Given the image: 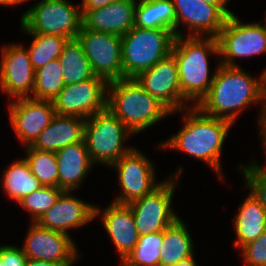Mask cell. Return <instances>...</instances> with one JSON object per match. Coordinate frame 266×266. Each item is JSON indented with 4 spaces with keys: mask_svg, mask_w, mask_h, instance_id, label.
<instances>
[{
    "mask_svg": "<svg viewBox=\"0 0 266 266\" xmlns=\"http://www.w3.org/2000/svg\"><path fill=\"white\" fill-rule=\"evenodd\" d=\"M180 112L184 113L183 127L166 142L160 143L159 148L178 150L207 162L224 183L221 170L222 146L234 124L226 119L208 116L196 106Z\"/></svg>",
    "mask_w": 266,
    "mask_h": 266,
    "instance_id": "6da1fadb",
    "label": "cell"
},
{
    "mask_svg": "<svg viewBox=\"0 0 266 266\" xmlns=\"http://www.w3.org/2000/svg\"><path fill=\"white\" fill-rule=\"evenodd\" d=\"M257 79L240 66L218 63L211 87L196 107L208 116L226 119L234 124L244 108L252 103L262 104L260 76Z\"/></svg>",
    "mask_w": 266,
    "mask_h": 266,
    "instance_id": "7a4b0ae2",
    "label": "cell"
},
{
    "mask_svg": "<svg viewBox=\"0 0 266 266\" xmlns=\"http://www.w3.org/2000/svg\"><path fill=\"white\" fill-rule=\"evenodd\" d=\"M171 54L177 62L182 97L196 106L208 93L215 77L216 70L210 78L208 56H220L218 40L207 36H177Z\"/></svg>",
    "mask_w": 266,
    "mask_h": 266,
    "instance_id": "3957f363",
    "label": "cell"
},
{
    "mask_svg": "<svg viewBox=\"0 0 266 266\" xmlns=\"http://www.w3.org/2000/svg\"><path fill=\"white\" fill-rule=\"evenodd\" d=\"M107 91V109L134 135L171 115V112L146 92L135 78L109 82Z\"/></svg>",
    "mask_w": 266,
    "mask_h": 266,
    "instance_id": "277c9868",
    "label": "cell"
},
{
    "mask_svg": "<svg viewBox=\"0 0 266 266\" xmlns=\"http://www.w3.org/2000/svg\"><path fill=\"white\" fill-rule=\"evenodd\" d=\"M175 34L168 29L133 27L121 36L124 78H136L172 52Z\"/></svg>",
    "mask_w": 266,
    "mask_h": 266,
    "instance_id": "5b68a950",
    "label": "cell"
},
{
    "mask_svg": "<svg viewBox=\"0 0 266 266\" xmlns=\"http://www.w3.org/2000/svg\"><path fill=\"white\" fill-rule=\"evenodd\" d=\"M132 132L109 110L95 113L85 121L84 140L93 164L111 167L132 147L124 146Z\"/></svg>",
    "mask_w": 266,
    "mask_h": 266,
    "instance_id": "8992f818",
    "label": "cell"
},
{
    "mask_svg": "<svg viewBox=\"0 0 266 266\" xmlns=\"http://www.w3.org/2000/svg\"><path fill=\"white\" fill-rule=\"evenodd\" d=\"M21 28L25 33L49 34L76 39L83 26L79 4L68 0H40L22 14Z\"/></svg>",
    "mask_w": 266,
    "mask_h": 266,
    "instance_id": "52a82bcc",
    "label": "cell"
},
{
    "mask_svg": "<svg viewBox=\"0 0 266 266\" xmlns=\"http://www.w3.org/2000/svg\"><path fill=\"white\" fill-rule=\"evenodd\" d=\"M217 40L221 65L238 67L234 62L236 58L266 54L265 25L254 22L244 24L235 14L227 18Z\"/></svg>",
    "mask_w": 266,
    "mask_h": 266,
    "instance_id": "ba28073f",
    "label": "cell"
},
{
    "mask_svg": "<svg viewBox=\"0 0 266 266\" xmlns=\"http://www.w3.org/2000/svg\"><path fill=\"white\" fill-rule=\"evenodd\" d=\"M143 198L127 204L133 214L139 236L164 231L179 216L172 209V197L178 182L172 177Z\"/></svg>",
    "mask_w": 266,
    "mask_h": 266,
    "instance_id": "9c48e42d",
    "label": "cell"
},
{
    "mask_svg": "<svg viewBox=\"0 0 266 266\" xmlns=\"http://www.w3.org/2000/svg\"><path fill=\"white\" fill-rule=\"evenodd\" d=\"M95 76L107 83L124 78L121 36L87 29L77 35Z\"/></svg>",
    "mask_w": 266,
    "mask_h": 266,
    "instance_id": "30bf717a",
    "label": "cell"
},
{
    "mask_svg": "<svg viewBox=\"0 0 266 266\" xmlns=\"http://www.w3.org/2000/svg\"><path fill=\"white\" fill-rule=\"evenodd\" d=\"M115 168L118 175L120 195L113 202L129 204L132 201L143 198L157 188L161 182H156L154 163L143 152L132 148L116 161L111 168Z\"/></svg>",
    "mask_w": 266,
    "mask_h": 266,
    "instance_id": "8fae6325",
    "label": "cell"
},
{
    "mask_svg": "<svg viewBox=\"0 0 266 266\" xmlns=\"http://www.w3.org/2000/svg\"><path fill=\"white\" fill-rule=\"evenodd\" d=\"M108 83L98 76L64 88L52 100L57 115L88 119L107 108Z\"/></svg>",
    "mask_w": 266,
    "mask_h": 266,
    "instance_id": "7c38bea8",
    "label": "cell"
},
{
    "mask_svg": "<svg viewBox=\"0 0 266 266\" xmlns=\"http://www.w3.org/2000/svg\"><path fill=\"white\" fill-rule=\"evenodd\" d=\"M27 232L22 250L28 259L71 266L82 255L70 234L43 228L36 222L31 223Z\"/></svg>",
    "mask_w": 266,
    "mask_h": 266,
    "instance_id": "4fadbf2b",
    "label": "cell"
},
{
    "mask_svg": "<svg viewBox=\"0 0 266 266\" xmlns=\"http://www.w3.org/2000/svg\"><path fill=\"white\" fill-rule=\"evenodd\" d=\"M135 80L146 92L162 103L171 114L180 113L183 109L190 107V104L182 97L178 66L172 54L141 72Z\"/></svg>",
    "mask_w": 266,
    "mask_h": 266,
    "instance_id": "5bb4252c",
    "label": "cell"
},
{
    "mask_svg": "<svg viewBox=\"0 0 266 266\" xmlns=\"http://www.w3.org/2000/svg\"><path fill=\"white\" fill-rule=\"evenodd\" d=\"M0 62V89L12 100L31 97L35 82L27 49L23 45L3 46Z\"/></svg>",
    "mask_w": 266,
    "mask_h": 266,
    "instance_id": "9a60e30c",
    "label": "cell"
},
{
    "mask_svg": "<svg viewBox=\"0 0 266 266\" xmlns=\"http://www.w3.org/2000/svg\"><path fill=\"white\" fill-rule=\"evenodd\" d=\"M10 123L25 147L31 146L56 115L51 100L24 97L9 103Z\"/></svg>",
    "mask_w": 266,
    "mask_h": 266,
    "instance_id": "2e32d148",
    "label": "cell"
},
{
    "mask_svg": "<svg viewBox=\"0 0 266 266\" xmlns=\"http://www.w3.org/2000/svg\"><path fill=\"white\" fill-rule=\"evenodd\" d=\"M176 14V37L184 36L178 30L180 24L188 27L187 36L217 38L227 16L217 7L204 0H172ZM181 31V32H180Z\"/></svg>",
    "mask_w": 266,
    "mask_h": 266,
    "instance_id": "e0dca14e",
    "label": "cell"
},
{
    "mask_svg": "<svg viewBox=\"0 0 266 266\" xmlns=\"http://www.w3.org/2000/svg\"><path fill=\"white\" fill-rule=\"evenodd\" d=\"M95 219V206L63 191L53 206L36 223L46 229L68 234L69 229L79 228Z\"/></svg>",
    "mask_w": 266,
    "mask_h": 266,
    "instance_id": "ac0fdd59",
    "label": "cell"
},
{
    "mask_svg": "<svg viewBox=\"0 0 266 266\" xmlns=\"http://www.w3.org/2000/svg\"><path fill=\"white\" fill-rule=\"evenodd\" d=\"M103 211V213H101ZM99 215L103 227L117 248L120 259H126L139 240L138 230L130 207L127 204L111 202L101 210L95 205V218Z\"/></svg>",
    "mask_w": 266,
    "mask_h": 266,
    "instance_id": "d6986e66",
    "label": "cell"
},
{
    "mask_svg": "<svg viewBox=\"0 0 266 266\" xmlns=\"http://www.w3.org/2000/svg\"><path fill=\"white\" fill-rule=\"evenodd\" d=\"M137 0H118L107 6L89 10L83 25L90 30L123 36L135 23Z\"/></svg>",
    "mask_w": 266,
    "mask_h": 266,
    "instance_id": "ffe728a7",
    "label": "cell"
},
{
    "mask_svg": "<svg viewBox=\"0 0 266 266\" xmlns=\"http://www.w3.org/2000/svg\"><path fill=\"white\" fill-rule=\"evenodd\" d=\"M58 165V188L63 191H74L83 183L91 167L85 140L61 148L56 152Z\"/></svg>",
    "mask_w": 266,
    "mask_h": 266,
    "instance_id": "44dd1931",
    "label": "cell"
},
{
    "mask_svg": "<svg viewBox=\"0 0 266 266\" xmlns=\"http://www.w3.org/2000/svg\"><path fill=\"white\" fill-rule=\"evenodd\" d=\"M85 121L86 119L76 116L56 114L31 147L56 153L63 147L82 142Z\"/></svg>",
    "mask_w": 266,
    "mask_h": 266,
    "instance_id": "7402d4cb",
    "label": "cell"
},
{
    "mask_svg": "<svg viewBox=\"0 0 266 266\" xmlns=\"http://www.w3.org/2000/svg\"><path fill=\"white\" fill-rule=\"evenodd\" d=\"M233 227L237 236L234 246L237 249L256 240L266 230V211L251 192L239 206Z\"/></svg>",
    "mask_w": 266,
    "mask_h": 266,
    "instance_id": "603a6c76",
    "label": "cell"
},
{
    "mask_svg": "<svg viewBox=\"0 0 266 266\" xmlns=\"http://www.w3.org/2000/svg\"><path fill=\"white\" fill-rule=\"evenodd\" d=\"M135 27L168 29L176 36V14L172 0H140L135 9Z\"/></svg>",
    "mask_w": 266,
    "mask_h": 266,
    "instance_id": "cb8c5ba5",
    "label": "cell"
},
{
    "mask_svg": "<svg viewBox=\"0 0 266 266\" xmlns=\"http://www.w3.org/2000/svg\"><path fill=\"white\" fill-rule=\"evenodd\" d=\"M194 246L185 223L179 217L163 231L160 266H171L194 256Z\"/></svg>",
    "mask_w": 266,
    "mask_h": 266,
    "instance_id": "d4e9b609",
    "label": "cell"
},
{
    "mask_svg": "<svg viewBox=\"0 0 266 266\" xmlns=\"http://www.w3.org/2000/svg\"><path fill=\"white\" fill-rule=\"evenodd\" d=\"M64 85H73L95 77L82 44L78 39L68 40L59 56Z\"/></svg>",
    "mask_w": 266,
    "mask_h": 266,
    "instance_id": "484cf974",
    "label": "cell"
},
{
    "mask_svg": "<svg viewBox=\"0 0 266 266\" xmlns=\"http://www.w3.org/2000/svg\"><path fill=\"white\" fill-rule=\"evenodd\" d=\"M2 184L5 194L16 203L43 186L31 173L24 158L15 160L8 165L2 177Z\"/></svg>",
    "mask_w": 266,
    "mask_h": 266,
    "instance_id": "4316f807",
    "label": "cell"
},
{
    "mask_svg": "<svg viewBox=\"0 0 266 266\" xmlns=\"http://www.w3.org/2000/svg\"><path fill=\"white\" fill-rule=\"evenodd\" d=\"M30 34L33 38L27 49L32 68L36 71L48 62L59 59L64 45L69 40L66 37L49 34Z\"/></svg>",
    "mask_w": 266,
    "mask_h": 266,
    "instance_id": "83f0119b",
    "label": "cell"
},
{
    "mask_svg": "<svg viewBox=\"0 0 266 266\" xmlns=\"http://www.w3.org/2000/svg\"><path fill=\"white\" fill-rule=\"evenodd\" d=\"M64 86L61 64L59 59H56L35 71V82L31 97L52 101Z\"/></svg>",
    "mask_w": 266,
    "mask_h": 266,
    "instance_id": "f1b7e54d",
    "label": "cell"
},
{
    "mask_svg": "<svg viewBox=\"0 0 266 266\" xmlns=\"http://www.w3.org/2000/svg\"><path fill=\"white\" fill-rule=\"evenodd\" d=\"M25 161L31 173L43 186L58 187V165L55 152L26 147Z\"/></svg>",
    "mask_w": 266,
    "mask_h": 266,
    "instance_id": "f546056e",
    "label": "cell"
},
{
    "mask_svg": "<svg viewBox=\"0 0 266 266\" xmlns=\"http://www.w3.org/2000/svg\"><path fill=\"white\" fill-rule=\"evenodd\" d=\"M162 242L163 231L139 236L138 242L126 260L142 266H160Z\"/></svg>",
    "mask_w": 266,
    "mask_h": 266,
    "instance_id": "4dcf8cb0",
    "label": "cell"
},
{
    "mask_svg": "<svg viewBox=\"0 0 266 266\" xmlns=\"http://www.w3.org/2000/svg\"><path fill=\"white\" fill-rule=\"evenodd\" d=\"M62 189L53 186H42L29 195L24 196L18 204L31 213L32 222H36L56 202Z\"/></svg>",
    "mask_w": 266,
    "mask_h": 266,
    "instance_id": "1f68e13d",
    "label": "cell"
},
{
    "mask_svg": "<svg viewBox=\"0 0 266 266\" xmlns=\"http://www.w3.org/2000/svg\"><path fill=\"white\" fill-rule=\"evenodd\" d=\"M240 169L245 179L244 188L250 189V192L266 211V167L260 166L254 160L246 166L241 164Z\"/></svg>",
    "mask_w": 266,
    "mask_h": 266,
    "instance_id": "d6a6232c",
    "label": "cell"
},
{
    "mask_svg": "<svg viewBox=\"0 0 266 266\" xmlns=\"http://www.w3.org/2000/svg\"><path fill=\"white\" fill-rule=\"evenodd\" d=\"M245 266H266V230L241 248Z\"/></svg>",
    "mask_w": 266,
    "mask_h": 266,
    "instance_id": "836d02e7",
    "label": "cell"
},
{
    "mask_svg": "<svg viewBox=\"0 0 266 266\" xmlns=\"http://www.w3.org/2000/svg\"><path fill=\"white\" fill-rule=\"evenodd\" d=\"M27 259L22 248L7 244L0 246V266H25Z\"/></svg>",
    "mask_w": 266,
    "mask_h": 266,
    "instance_id": "e575fe53",
    "label": "cell"
},
{
    "mask_svg": "<svg viewBox=\"0 0 266 266\" xmlns=\"http://www.w3.org/2000/svg\"><path fill=\"white\" fill-rule=\"evenodd\" d=\"M115 1L118 0H82V4H80L82 15L84 16L89 10L107 6Z\"/></svg>",
    "mask_w": 266,
    "mask_h": 266,
    "instance_id": "d590c367",
    "label": "cell"
},
{
    "mask_svg": "<svg viewBox=\"0 0 266 266\" xmlns=\"http://www.w3.org/2000/svg\"><path fill=\"white\" fill-rule=\"evenodd\" d=\"M261 111H260V114H259V119H258V122H259V126H260V136H261V145L263 146V150L265 152V155H266V99H263V102L261 104ZM266 158V156H265Z\"/></svg>",
    "mask_w": 266,
    "mask_h": 266,
    "instance_id": "8d00e7d4",
    "label": "cell"
},
{
    "mask_svg": "<svg viewBox=\"0 0 266 266\" xmlns=\"http://www.w3.org/2000/svg\"><path fill=\"white\" fill-rule=\"evenodd\" d=\"M205 2L217 6L227 17L234 14L231 10H229L226 5L228 0H204Z\"/></svg>",
    "mask_w": 266,
    "mask_h": 266,
    "instance_id": "74e56055",
    "label": "cell"
},
{
    "mask_svg": "<svg viewBox=\"0 0 266 266\" xmlns=\"http://www.w3.org/2000/svg\"><path fill=\"white\" fill-rule=\"evenodd\" d=\"M25 266H63V265L56 262L27 259Z\"/></svg>",
    "mask_w": 266,
    "mask_h": 266,
    "instance_id": "f35d334b",
    "label": "cell"
},
{
    "mask_svg": "<svg viewBox=\"0 0 266 266\" xmlns=\"http://www.w3.org/2000/svg\"><path fill=\"white\" fill-rule=\"evenodd\" d=\"M171 266H198V265L196 264V260L194 259V256H192L190 258L181 260L180 262L174 265H171Z\"/></svg>",
    "mask_w": 266,
    "mask_h": 266,
    "instance_id": "ab89813d",
    "label": "cell"
},
{
    "mask_svg": "<svg viewBox=\"0 0 266 266\" xmlns=\"http://www.w3.org/2000/svg\"><path fill=\"white\" fill-rule=\"evenodd\" d=\"M260 82H261V93L263 99H266V68L262 71L260 75Z\"/></svg>",
    "mask_w": 266,
    "mask_h": 266,
    "instance_id": "60d3db41",
    "label": "cell"
},
{
    "mask_svg": "<svg viewBox=\"0 0 266 266\" xmlns=\"http://www.w3.org/2000/svg\"><path fill=\"white\" fill-rule=\"evenodd\" d=\"M25 1H29V0H0V5H2L4 7L5 6L10 7L11 5L14 6V5H17V4H22Z\"/></svg>",
    "mask_w": 266,
    "mask_h": 266,
    "instance_id": "b9f144b4",
    "label": "cell"
},
{
    "mask_svg": "<svg viewBox=\"0 0 266 266\" xmlns=\"http://www.w3.org/2000/svg\"><path fill=\"white\" fill-rule=\"evenodd\" d=\"M121 264H122V266H142V265H138L135 263H129L126 259H122Z\"/></svg>",
    "mask_w": 266,
    "mask_h": 266,
    "instance_id": "7bdbcfd3",
    "label": "cell"
},
{
    "mask_svg": "<svg viewBox=\"0 0 266 266\" xmlns=\"http://www.w3.org/2000/svg\"><path fill=\"white\" fill-rule=\"evenodd\" d=\"M264 20H265V23H263V24H264L265 27H266V12H265V19H264Z\"/></svg>",
    "mask_w": 266,
    "mask_h": 266,
    "instance_id": "ee69618b",
    "label": "cell"
}]
</instances>
